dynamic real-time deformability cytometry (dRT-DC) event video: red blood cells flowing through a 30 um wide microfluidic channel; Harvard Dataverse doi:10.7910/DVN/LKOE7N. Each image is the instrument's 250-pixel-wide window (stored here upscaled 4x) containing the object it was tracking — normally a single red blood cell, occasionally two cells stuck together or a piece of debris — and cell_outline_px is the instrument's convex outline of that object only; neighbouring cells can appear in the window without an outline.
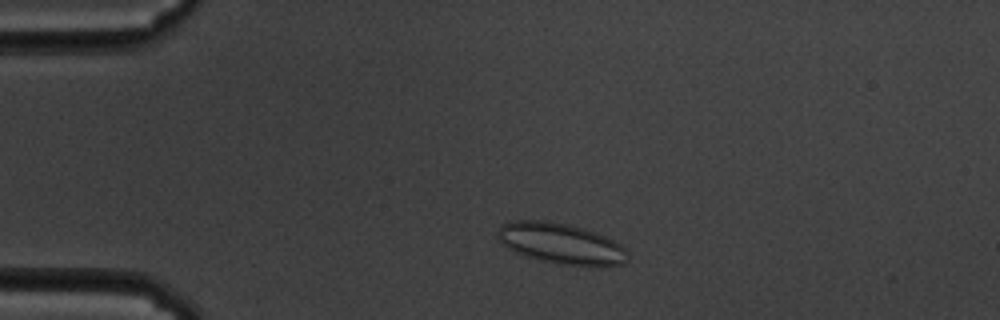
{"species": "common noctule bat (a hibernating species)", "species_latin": "Nyctalus noctula", "temperature_condition": "cold", "stored_images_in_passage": 54, "camera_frame_rate_fps": 3000, "um_per_image_px": 0.085, "animal": {"sex": "male", "body_mass_g": 19.5, "forearm_length_mm": 54.6}, "frame": {"image": 1, "passage_image": 7, "time_ms": 2.0, "image_size_px": [1000, 320], "cell_outline_px": [[628, 260], [624, 264], [604, 268], [588, 268], [560, 264], [540, 260], [516, 252], [500, 244], [496, 240], [496, 232], [504, 224], [516, 220], [548, 220], [568, 224], [584, 228], [596, 232], [620, 244], [628, 252]], "centroid_in_image_um": [47.73, 20.73], "position_along_channel_um": 37.3, "area_um2": 31.67}}
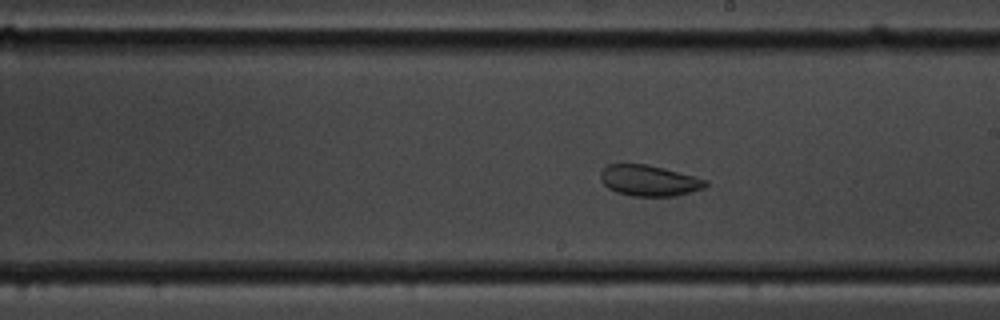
{"frame": {"image": 2, "passage_image": 28, "time_ms": 9.0, "image_size_px": [1000, 320], "cell_outline_px": [[708, 184], [704, 188], [676, 196], [632, 196], [616, 192], [608, 188], [600, 180], [600, 172], [608, 164], [644, 164], [664, 168], [708, 180]], "centroid_in_image_um": [55.16, 15.35], "position_along_channel_um": 233.8, "area_um2": 18.9}}
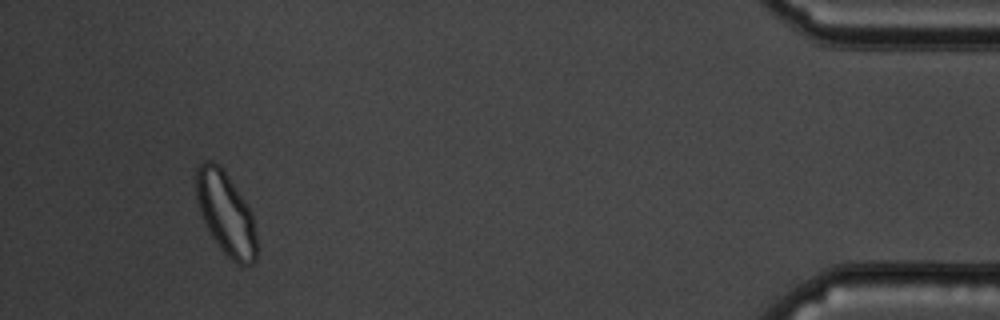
{"frame": {"image": 3, "passage_image": 50, "time_ms": 16.333, "image_size_px": [1000, 320], "cell_outline_px": [[256, 260], [252, 264], [236, 264], [220, 248], [204, 224], [200, 216], [196, 196], [196, 168], [204, 160], [212, 160], [220, 164], [252, 212], [256, 232]], "centroid_in_image_um": [19.18, 18.12], "position_along_channel_um": 416.0, "area_um2": 29.3}, "authors_computed_cell_mechanics": {"area_um2": 26.3279, "velocity_mm_per_s": 3.3489, "shape_relaxation_time_tau1_ms": null, "shape_relaxation_time_tau2_ms": 1.4746, "deformation_change_tau1": null, "deformation_change_tau2": 0.0679}}